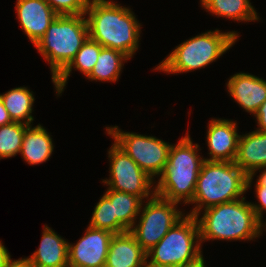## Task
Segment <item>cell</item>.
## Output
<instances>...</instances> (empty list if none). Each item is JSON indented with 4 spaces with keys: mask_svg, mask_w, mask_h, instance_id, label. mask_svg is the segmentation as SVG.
Returning a JSON list of instances; mask_svg holds the SVG:
<instances>
[{
    "mask_svg": "<svg viewBox=\"0 0 266 267\" xmlns=\"http://www.w3.org/2000/svg\"><path fill=\"white\" fill-rule=\"evenodd\" d=\"M89 38L130 59L140 44L141 23L130 7L111 0H90L85 12Z\"/></svg>",
    "mask_w": 266,
    "mask_h": 267,
    "instance_id": "obj_1",
    "label": "cell"
},
{
    "mask_svg": "<svg viewBox=\"0 0 266 267\" xmlns=\"http://www.w3.org/2000/svg\"><path fill=\"white\" fill-rule=\"evenodd\" d=\"M201 147L193 143L189 133L172 144L168 163L163 173L155 180V195L179 205L192 202L198 174L205 159L199 155ZM182 202V203H181Z\"/></svg>",
    "mask_w": 266,
    "mask_h": 267,
    "instance_id": "obj_2",
    "label": "cell"
},
{
    "mask_svg": "<svg viewBox=\"0 0 266 267\" xmlns=\"http://www.w3.org/2000/svg\"><path fill=\"white\" fill-rule=\"evenodd\" d=\"M245 198L207 208L196 216L201 245L210 240L251 241L260 237V221Z\"/></svg>",
    "mask_w": 266,
    "mask_h": 267,
    "instance_id": "obj_3",
    "label": "cell"
},
{
    "mask_svg": "<svg viewBox=\"0 0 266 267\" xmlns=\"http://www.w3.org/2000/svg\"><path fill=\"white\" fill-rule=\"evenodd\" d=\"M248 175L234 162L204 161L198 174L194 204L189 215L243 198L247 189Z\"/></svg>",
    "mask_w": 266,
    "mask_h": 267,
    "instance_id": "obj_4",
    "label": "cell"
},
{
    "mask_svg": "<svg viewBox=\"0 0 266 267\" xmlns=\"http://www.w3.org/2000/svg\"><path fill=\"white\" fill-rule=\"evenodd\" d=\"M237 31H205L186 39L153 69L165 74H183L203 69L226 54L239 40Z\"/></svg>",
    "mask_w": 266,
    "mask_h": 267,
    "instance_id": "obj_5",
    "label": "cell"
},
{
    "mask_svg": "<svg viewBox=\"0 0 266 267\" xmlns=\"http://www.w3.org/2000/svg\"><path fill=\"white\" fill-rule=\"evenodd\" d=\"M89 37L85 14L58 15L43 37L34 45L50 65L53 81L73 60Z\"/></svg>",
    "mask_w": 266,
    "mask_h": 267,
    "instance_id": "obj_6",
    "label": "cell"
},
{
    "mask_svg": "<svg viewBox=\"0 0 266 267\" xmlns=\"http://www.w3.org/2000/svg\"><path fill=\"white\" fill-rule=\"evenodd\" d=\"M197 218L186 214L146 252L149 267H182L203 258Z\"/></svg>",
    "mask_w": 266,
    "mask_h": 267,
    "instance_id": "obj_7",
    "label": "cell"
},
{
    "mask_svg": "<svg viewBox=\"0 0 266 267\" xmlns=\"http://www.w3.org/2000/svg\"><path fill=\"white\" fill-rule=\"evenodd\" d=\"M185 215L184 210L178 209V203L154 195L143 202L137 217L139 220L135 221L129 232L147 252Z\"/></svg>",
    "mask_w": 266,
    "mask_h": 267,
    "instance_id": "obj_8",
    "label": "cell"
},
{
    "mask_svg": "<svg viewBox=\"0 0 266 267\" xmlns=\"http://www.w3.org/2000/svg\"><path fill=\"white\" fill-rule=\"evenodd\" d=\"M105 128V134L107 133L152 179L155 180L163 173L172 143L155 136L126 132L116 125Z\"/></svg>",
    "mask_w": 266,
    "mask_h": 267,
    "instance_id": "obj_9",
    "label": "cell"
},
{
    "mask_svg": "<svg viewBox=\"0 0 266 267\" xmlns=\"http://www.w3.org/2000/svg\"><path fill=\"white\" fill-rule=\"evenodd\" d=\"M109 178L101 179L108 189L136 195L143 201L155 195V180L144 172L115 142L108 152Z\"/></svg>",
    "mask_w": 266,
    "mask_h": 267,
    "instance_id": "obj_10",
    "label": "cell"
},
{
    "mask_svg": "<svg viewBox=\"0 0 266 267\" xmlns=\"http://www.w3.org/2000/svg\"><path fill=\"white\" fill-rule=\"evenodd\" d=\"M113 235L109 231L88 226L76 243L68 244L69 267H105Z\"/></svg>",
    "mask_w": 266,
    "mask_h": 267,
    "instance_id": "obj_11",
    "label": "cell"
},
{
    "mask_svg": "<svg viewBox=\"0 0 266 267\" xmlns=\"http://www.w3.org/2000/svg\"><path fill=\"white\" fill-rule=\"evenodd\" d=\"M236 121L212 118L208 122L206 143L209 158L206 161L234 162L237 154L240 134Z\"/></svg>",
    "mask_w": 266,
    "mask_h": 267,
    "instance_id": "obj_12",
    "label": "cell"
},
{
    "mask_svg": "<svg viewBox=\"0 0 266 267\" xmlns=\"http://www.w3.org/2000/svg\"><path fill=\"white\" fill-rule=\"evenodd\" d=\"M16 1L17 20L32 45H35L58 15L45 0Z\"/></svg>",
    "mask_w": 266,
    "mask_h": 267,
    "instance_id": "obj_13",
    "label": "cell"
},
{
    "mask_svg": "<svg viewBox=\"0 0 266 267\" xmlns=\"http://www.w3.org/2000/svg\"><path fill=\"white\" fill-rule=\"evenodd\" d=\"M226 88L239 107L252 115L266 100V80L250 73L238 72L232 75Z\"/></svg>",
    "mask_w": 266,
    "mask_h": 267,
    "instance_id": "obj_14",
    "label": "cell"
},
{
    "mask_svg": "<svg viewBox=\"0 0 266 267\" xmlns=\"http://www.w3.org/2000/svg\"><path fill=\"white\" fill-rule=\"evenodd\" d=\"M146 265V251L129 231L112 236L105 267H145Z\"/></svg>",
    "mask_w": 266,
    "mask_h": 267,
    "instance_id": "obj_15",
    "label": "cell"
},
{
    "mask_svg": "<svg viewBox=\"0 0 266 267\" xmlns=\"http://www.w3.org/2000/svg\"><path fill=\"white\" fill-rule=\"evenodd\" d=\"M40 245L28 258L35 267H69L68 244L48 225H44Z\"/></svg>",
    "mask_w": 266,
    "mask_h": 267,
    "instance_id": "obj_16",
    "label": "cell"
},
{
    "mask_svg": "<svg viewBox=\"0 0 266 267\" xmlns=\"http://www.w3.org/2000/svg\"><path fill=\"white\" fill-rule=\"evenodd\" d=\"M234 163L248 176L266 167V132L254 130L240 134Z\"/></svg>",
    "mask_w": 266,
    "mask_h": 267,
    "instance_id": "obj_17",
    "label": "cell"
},
{
    "mask_svg": "<svg viewBox=\"0 0 266 267\" xmlns=\"http://www.w3.org/2000/svg\"><path fill=\"white\" fill-rule=\"evenodd\" d=\"M54 152L52 135L43 125H28L24 132L20 150L22 159L29 165H39L49 160Z\"/></svg>",
    "mask_w": 266,
    "mask_h": 267,
    "instance_id": "obj_18",
    "label": "cell"
},
{
    "mask_svg": "<svg viewBox=\"0 0 266 267\" xmlns=\"http://www.w3.org/2000/svg\"><path fill=\"white\" fill-rule=\"evenodd\" d=\"M102 48L98 42L87 38L69 65L52 81L57 97L64 92L73 69L81 72L86 78L91 74Z\"/></svg>",
    "mask_w": 266,
    "mask_h": 267,
    "instance_id": "obj_19",
    "label": "cell"
},
{
    "mask_svg": "<svg viewBox=\"0 0 266 267\" xmlns=\"http://www.w3.org/2000/svg\"><path fill=\"white\" fill-rule=\"evenodd\" d=\"M250 0H200V5L209 14L234 22H255L260 17Z\"/></svg>",
    "mask_w": 266,
    "mask_h": 267,
    "instance_id": "obj_20",
    "label": "cell"
},
{
    "mask_svg": "<svg viewBox=\"0 0 266 267\" xmlns=\"http://www.w3.org/2000/svg\"><path fill=\"white\" fill-rule=\"evenodd\" d=\"M0 98L13 122H21L27 125L33 124L34 117L32 112L34 111L35 96L28 87L13 88L0 94Z\"/></svg>",
    "mask_w": 266,
    "mask_h": 267,
    "instance_id": "obj_21",
    "label": "cell"
},
{
    "mask_svg": "<svg viewBox=\"0 0 266 267\" xmlns=\"http://www.w3.org/2000/svg\"><path fill=\"white\" fill-rule=\"evenodd\" d=\"M128 60L130 58L123 52L103 47L87 79L96 82H116L122 73L124 63Z\"/></svg>",
    "mask_w": 266,
    "mask_h": 267,
    "instance_id": "obj_22",
    "label": "cell"
},
{
    "mask_svg": "<svg viewBox=\"0 0 266 267\" xmlns=\"http://www.w3.org/2000/svg\"><path fill=\"white\" fill-rule=\"evenodd\" d=\"M106 189L104 194L113 204L114 216L129 231L137 220L144 201L136 195Z\"/></svg>",
    "mask_w": 266,
    "mask_h": 267,
    "instance_id": "obj_23",
    "label": "cell"
},
{
    "mask_svg": "<svg viewBox=\"0 0 266 267\" xmlns=\"http://www.w3.org/2000/svg\"><path fill=\"white\" fill-rule=\"evenodd\" d=\"M88 225L92 228L106 230L113 234L128 231L117 220L116 216H114L113 204H111L110 199L105 194L100 197L99 202L95 205Z\"/></svg>",
    "mask_w": 266,
    "mask_h": 267,
    "instance_id": "obj_24",
    "label": "cell"
},
{
    "mask_svg": "<svg viewBox=\"0 0 266 267\" xmlns=\"http://www.w3.org/2000/svg\"><path fill=\"white\" fill-rule=\"evenodd\" d=\"M27 126L21 122L0 126V159L11 158L20 154Z\"/></svg>",
    "mask_w": 266,
    "mask_h": 267,
    "instance_id": "obj_25",
    "label": "cell"
},
{
    "mask_svg": "<svg viewBox=\"0 0 266 267\" xmlns=\"http://www.w3.org/2000/svg\"><path fill=\"white\" fill-rule=\"evenodd\" d=\"M57 15H83L90 0H45Z\"/></svg>",
    "mask_w": 266,
    "mask_h": 267,
    "instance_id": "obj_26",
    "label": "cell"
},
{
    "mask_svg": "<svg viewBox=\"0 0 266 267\" xmlns=\"http://www.w3.org/2000/svg\"><path fill=\"white\" fill-rule=\"evenodd\" d=\"M255 194L256 198L258 200L257 203L250 202L251 206L255 212L256 218L259 221L263 220V215L266 213V190L265 187H255Z\"/></svg>",
    "mask_w": 266,
    "mask_h": 267,
    "instance_id": "obj_27",
    "label": "cell"
},
{
    "mask_svg": "<svg viewBox=\"0 0 266 267\" xmlns=\"http://www.w3.org/2000/svg\"><path fill=\"white\" fill-rule=\"evenodd\" d=\"M257 123V131L266 132V100L261 104L253 115Z\"/></svg>",
    "mask_w": 266,
    "mask_h": 267,
    "instance_id": "obj_28",
    "label": "cell"
},
{
    "mask_svg": "<svg viewBox=\"0 0 266 267\" xmlns=\"http://www.w3.org/2000/svg\"><path fill=\"white\" fill-rule=\"evenodd\" d=\"M261 170V171H260ZM259 171L261 174H259V176H257L256 179V183H255V187H265L266 190V167H263L261 169L256 170L252 175L248 176L247 179V189H250L252 183H253V179L254 176L256 175V172Z\"/></svg>",
    "mask_w": 266,
    "mask_h": 267,
    "instance_id": "obj_29",
    "label": "cell"
},
{
    "mask_svg": "<svg viewBox=\"0 0 266 267\" xmlns=\"http://www.w3.org/2000/svg\"><path fill=\"white\" fill-rule=\"evenodd\" d=\"M6 267H35L28 257L19 258L17 260L9 259Z\"/></svg>",
    "mask_w": 266,
    "mask_h": 267,
    "instance_id": "obj_30",
    "label": "cell"
},
{
    "mask_svg": "<svg viewBox=\"0 0 266 267\" xmlns=\"http://www.w3.org/2000/svg\"><path fill=\"white\" fill-rule=\"evenodd\" d=\"M12 122L13 121L10 118L8 111L4 107L3 102L0 98V126L7 125V124H10Z\"/></svg>",
    "mask_w": 266,
    "mask_h": 267,
    "instance_id": "obj_31",
    "label": "cell"
},
{
    "mask_svg": "<svg viewBox=\"0 0 266 267\" xmlns=\"http://www.w3.org/2000/svg\"><path fill=\"white\" fill-rule=\"evenodd\" d=\"M11 258V255L5 245L0 240V267H6L7 262Z\"/></svg>",
    "mask_w": 266,
    "mask_h": 267,
    "instance_id": "obj_32",
    "label": "cell"
},
{
    "mask_svg": "<svg viewBox=\"0 0 266 267\" xmlns=\"http://www.w3.org/2000/svg\"><path fill=\"white\" fill-rule=\"evenodd\" d=\"M205 264H206V262H205L204 257H203L201 260L197 261L194 264L182 266V267H206Z\"/></svg>",
    "mask_w": 266,
    "mask_h": 267,
    "instance_id": "obj_33",
    "label": "cell"
},
{
    "mask_svg": "<svg viewBox=\"0 0 266 267\" xmlns=\"http://www.w3.org/2000/svg\"><path fill=\"white\" fill-rule=\"evenodd\" d=\"M263 231H266V219L265 221L264 220L260 221V236H262Z\"/></svg>",
    "mask_w": 266,
    "mask_h": 267,
    "instance_id": "obj_34",
    "label": "cell"
}]
</instances>
